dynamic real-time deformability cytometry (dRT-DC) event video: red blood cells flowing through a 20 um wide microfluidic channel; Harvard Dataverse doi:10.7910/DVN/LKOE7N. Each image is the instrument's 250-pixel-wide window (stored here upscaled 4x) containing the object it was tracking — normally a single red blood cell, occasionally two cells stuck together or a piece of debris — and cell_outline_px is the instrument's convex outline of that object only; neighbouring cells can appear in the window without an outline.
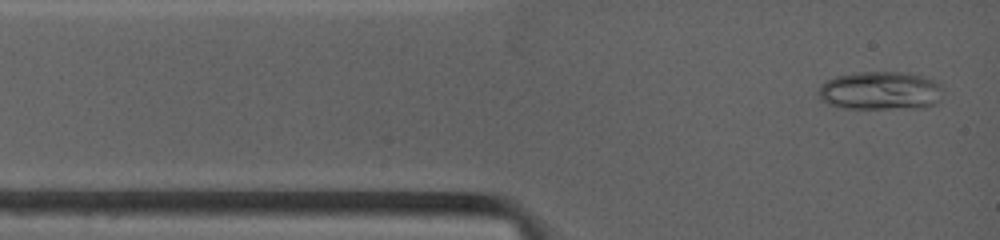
{"species": "common noctule bat (a hibernating species)", "species_latin": "Nyctalus noctula", "temperature_condition": "warm", "stored_images_in_passage": 7, "camera_frame_rate_fps": 4500, "um_per_image_px": 0.085, "animal": {"sex": "female", "body_mass_g": 19.0, "forearm_length_mm": 53.3}, "frame": {"image": 1, "passage_image": 1, "time_ms": 0.0, "image_size_px": [1000, 240], "cell_outline_px": [[940, 100], [936, 104], [924, 108], [840, 108], [828, 104], [816, 92], [820, 84], [836, 76], [860, 72], [900, 72], [928, 76], [940, 84]], "centroid_in_image_um": [74.84, 7.71], "position_along_channel_um": 10.2, "area_um2": 28.03}}
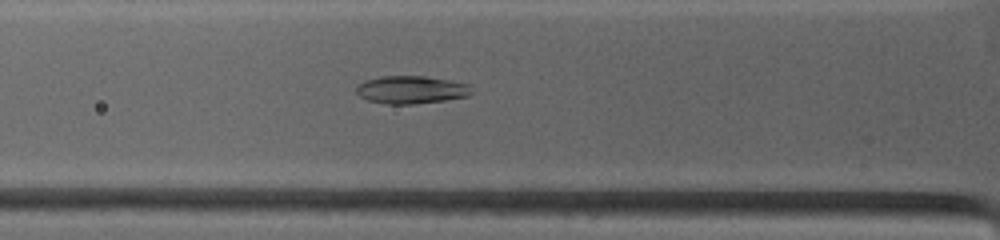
{"frame": {"image": 2, "passage_image": 7, "time_ms": 2.889, "image_size_px": [1000, 240], "cell_outline_px": [[472, 92], [468, 96], [444, 100], [412, 104], [388, 104], [368, 100], [360, 96], [356, 92], [356, 84], [364, 80], [380, 76], [424, 76], [448, 80], [468, 84]], "centroid_in_image_um": [34.9, 7.62], "position_along_channel_um": 90.9, "area_um2": 18.61}}